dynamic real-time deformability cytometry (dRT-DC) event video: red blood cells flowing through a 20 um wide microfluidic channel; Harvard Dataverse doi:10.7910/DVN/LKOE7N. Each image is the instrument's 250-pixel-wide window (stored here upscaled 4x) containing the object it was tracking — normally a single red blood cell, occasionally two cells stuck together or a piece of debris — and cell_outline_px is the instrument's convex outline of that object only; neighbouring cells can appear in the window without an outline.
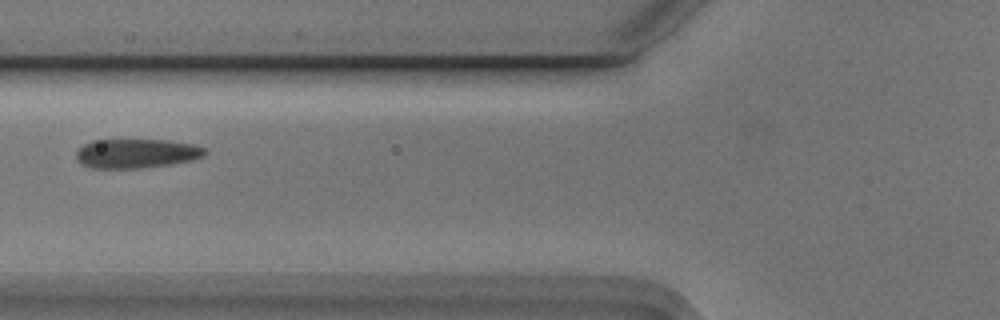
{"species": "Egyptian fruit bat (a non-hibernating species)", "species_latin": "Rousettus aegyptiacus", "temperature_condition": "cold", "stored_images_in_passage": 6, "camera_frame_rate_fps": 3000, "um_per_image_px": 0.085, "animal": {"sex": "male"}, "frame": {"image": 1, "passage_image": 3, "time_ms": 0.667, "image_size_px": [1000, 320], "cell_outline_px": [[208, 152], [204, 156], [192, 160], [172, 164], [140, 168], [88, 168], [80, 164], [76, 160], [76, 148], [92, 140], [168, 140], [192, 144], [204, 148]], "centroid_in_image_um": [11.55, 13.05], "position_along_channel_um": 114.3, "area_um2": 22.2}}
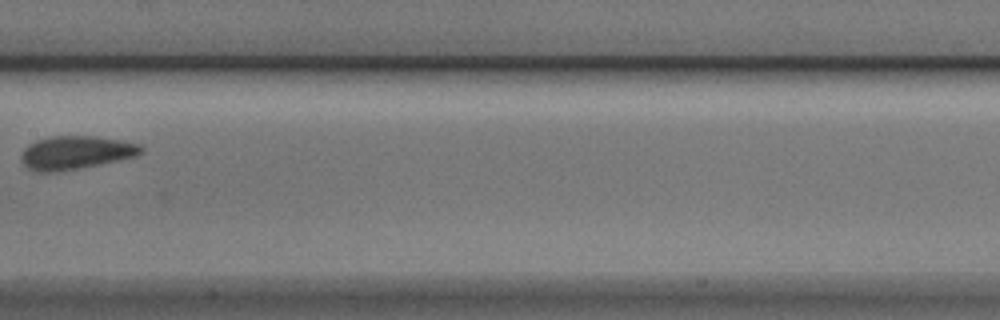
{"frame": {"image": 2, "passage_image": 5, "time_ms": 1.333, "image_size_px": [1000, 320], "cell_outline_px": [[144, 152], [136, 156], [56, 172], [36, 172], [28, 168], [24, 164], [20, 156], [24, 148], [28, 144], [36, 140], [52, 136], [96, 136], [120, 140], [140, 144], [144, 148]], "centroid_in_image_um": [6.42, 12.95], "position_along_channel_um": 201.0, "area_um2": 23.12}}
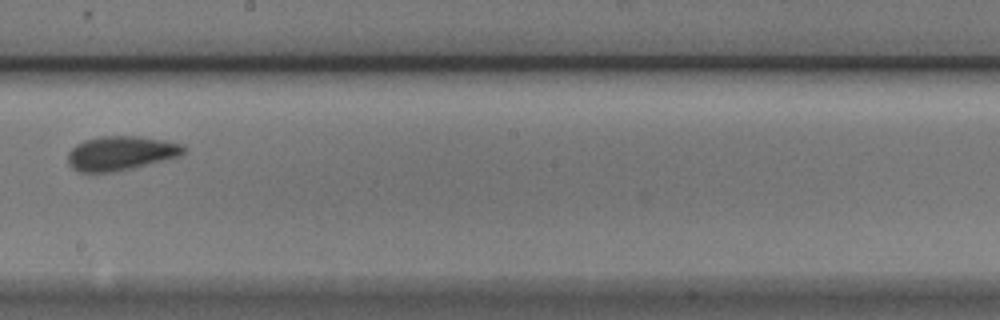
{"frame": {"image": 3, "passage_image": 6, "time_ms": 1.667, "image_size_px": [1000, 320], "cell_outline_px": [[188, 148], [180, 156], [132, 168], [112, 172], [80, 172], [72, 168], [68, 164], [68, 152], [76, 144], [84, 140], [100, 136], [140, 136], [164, 140], [184, 144]], "centroid_in_image_um": [10.28, 13.01], "position_along_channel_um": 237.9, "area_um2": 23.24}}